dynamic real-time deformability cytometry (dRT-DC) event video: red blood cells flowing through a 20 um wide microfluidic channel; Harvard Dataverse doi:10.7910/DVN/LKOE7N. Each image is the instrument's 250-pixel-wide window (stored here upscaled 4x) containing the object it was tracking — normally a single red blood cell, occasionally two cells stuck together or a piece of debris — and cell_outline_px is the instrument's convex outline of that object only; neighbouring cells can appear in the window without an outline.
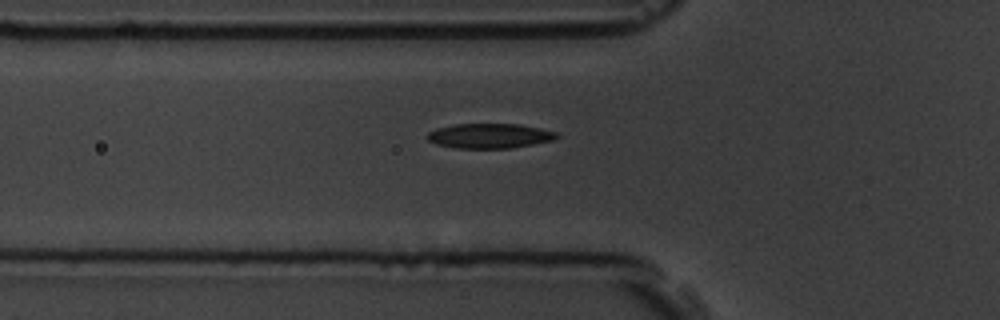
{"species": "common noctule bat (a hibernating species)", "species_latin": "Nyctalus noctula", "temperature_condition": "room temperature", "stored_images_in_passage": 5, "camera_frame_rate_fps": 3000, "um_per_image_px": 0.085, "animal": {"sex": "male", "body_mass_g": 19.5, "forearm_length_mm": 54.6}, "frame": {"image": 1, "passage_image": 5, "time_ms": 5.667, "image_size_px": [1000, 320], "cell_outline_px": [[560, 136], [552, 140], [512, 148], [456, 148], [436, 144], [428, 140], [424, 136], [428, 132], [436, 128], [452, 124], [520, 124], [540, 128], [556, 132]], "centroid_in_image_um": [41.57, 11.54], "position_along_channel_um": 84.2, "area_um2": 18.79}}